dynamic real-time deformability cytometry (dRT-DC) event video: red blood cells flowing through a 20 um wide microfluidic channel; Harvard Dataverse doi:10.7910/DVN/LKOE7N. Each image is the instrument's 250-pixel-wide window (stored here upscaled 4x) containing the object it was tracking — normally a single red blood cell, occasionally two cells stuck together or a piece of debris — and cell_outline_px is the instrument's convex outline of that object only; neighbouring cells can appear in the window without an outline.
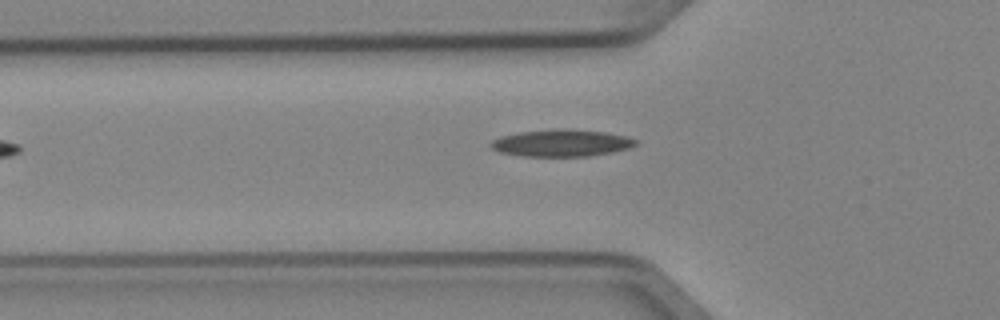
{"species": "Egyptian fruit bat (a non-hibernating species)", "species_latin": "Rousettus aegyptiacus", "temperature_condition": "cold", "stored_images_in_passage": 3, "camera_frame_rate_fps": 3000, "um_per_image_px": 0.085, "animal": {"sex": "female"}, "frame": {"image": 1, "passage_image": 3, "time_ms": 0.667, "image_size_px": [1000, 320], "cell_outline_px": [[640, 144], [628, 148], [612, 152], [588, 156], [524, 156], [500, 152], [492, 148], [488, 144], [492, 140], [500, 136], [520, 132], [564, 128], [604, 132], [628, 136], [640, 140]], "centroid_in_image_um": [47.77, 12.15], "position_along_channel_um": 78.0, "area_um2": 22.89}}